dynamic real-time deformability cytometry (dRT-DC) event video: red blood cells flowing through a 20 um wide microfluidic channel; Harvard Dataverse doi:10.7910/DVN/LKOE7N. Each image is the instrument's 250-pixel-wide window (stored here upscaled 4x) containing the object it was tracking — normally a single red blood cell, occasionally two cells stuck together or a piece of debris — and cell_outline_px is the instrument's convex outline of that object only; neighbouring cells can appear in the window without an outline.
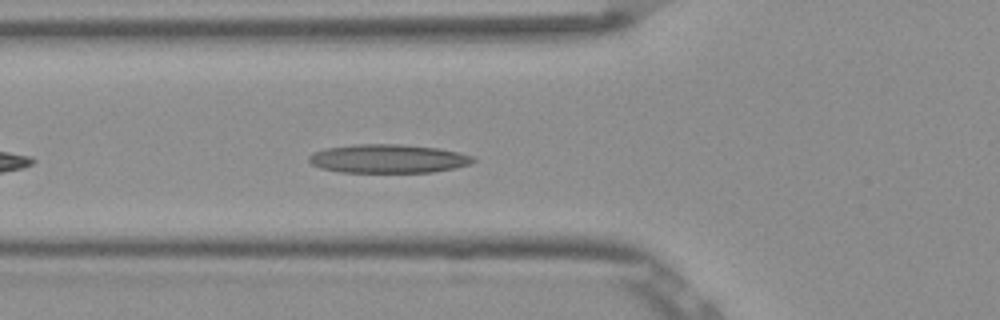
{"species": "Egyptian fruit bat (a non-hibernating species)", "species_latin": "Rousettus aegyptiacus", "temperature_condition": "room temperature", "stored_images_in_passage": 38, "camera_frame_rate_fps": 3000, "um_per_image_px": 0.085, "frame": {"image": 1, "passage_image": 6, "time_ms": 1.667, "image_size_px": [1000, 320], "cell_outline_px": [[476, 160], [468, 164], [452, 168], [432, 172], [340, 172], [320, 168], [312, 164], [308, 160], [308, 156], [312, 152], [324, 148], [356, 144], [400, 144], [436, 148], [460, 152], [472, 156]], "centroid_in_image_um": [32.93, 13.48], "position_along_channel_um": 92.9, "area_um2": 27.4}}
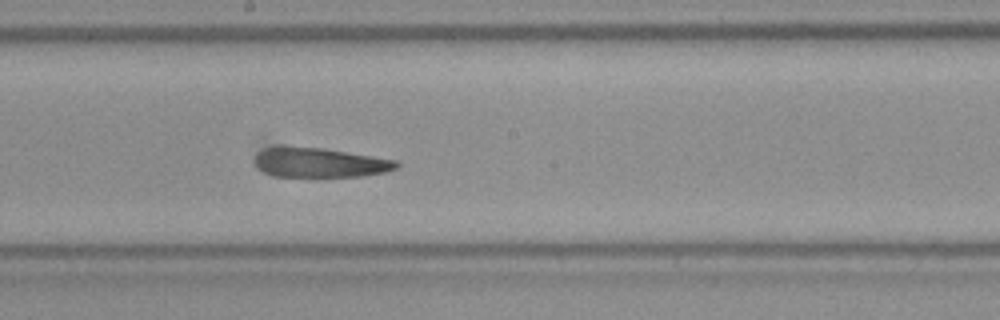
{"frame": {"image": 2, "passage_image": 16, "time_ms": 5.0, "image_size_px": [1000, 320], "cell_outline_px": [[400, 164], [396, 168], [384, 172], [360, 176], [272, 176], [264, 172], [256, 164], [256, 152], [264, 148], [324, 148], [396, 160]], "centroid_in_image_um": [27.21, 13.83], "position_along_channel_um": 221.0, "area_um2": 23.76}}
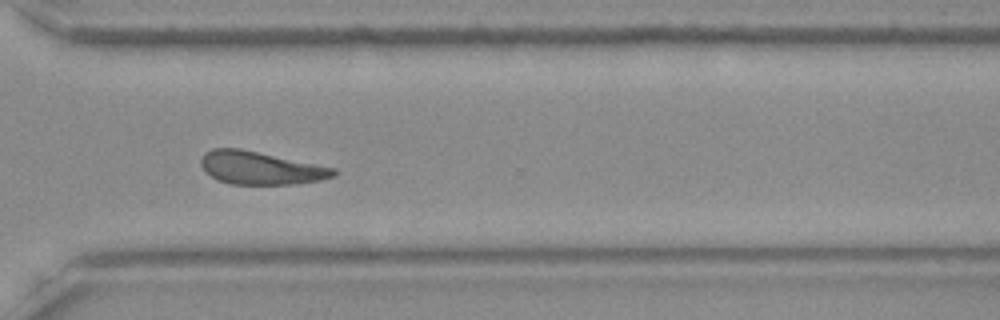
{"frame": {"image": 3, "passage_image": 26, "time_ms": 8.333, "image_size_px": [1000, 320], "cell_outline_px": [[336, 176], [320, 180], [292, 184], [228, 184], [216, 180], [204, 172], [200, 164], [200, 160], [204, 152], [212, 148], [240, 148], [336, 168]], "centroid_in_image_um": [22.09, 14.27], "position_along_channel_um": 348.5, "area_um2": 25.66}}